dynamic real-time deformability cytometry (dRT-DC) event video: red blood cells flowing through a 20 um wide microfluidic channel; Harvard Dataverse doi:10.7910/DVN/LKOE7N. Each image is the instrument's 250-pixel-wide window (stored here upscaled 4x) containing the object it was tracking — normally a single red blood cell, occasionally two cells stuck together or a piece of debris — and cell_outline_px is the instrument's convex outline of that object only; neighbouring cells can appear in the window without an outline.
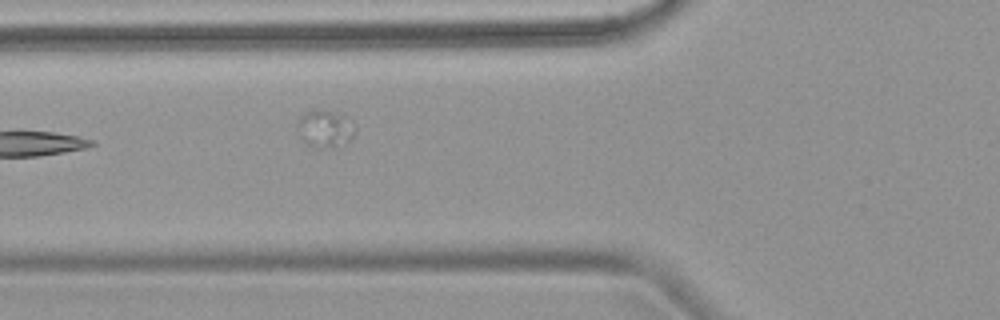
{"species": "common noctule bat (a hibernating species)", "species_latin": "Nyctalus noctula", "temperature_condition": "warm", "stored_images_in_passage": 5, "camera_frame_rate_fps": 3000, "um_per_image_px": 0.085, "animal": {"sex": "female", "body_mass_g": 18.4}, "frame": {"image": 1, "passage_image": 5, "time_ms": 6.333, "image_size_px": [1000, 320], "cell_outline_px": [[356, 132], [348, 140], [336, 148], [320, 148], [308, 144], [300, 136], [296, 124], [300, 116], [312, 108], [324, 108], [340, 116]], "centroid_in_image_um": [27.52, 10.94], "position_along_channel_um": 98.3, "area_um2": 12.14}}